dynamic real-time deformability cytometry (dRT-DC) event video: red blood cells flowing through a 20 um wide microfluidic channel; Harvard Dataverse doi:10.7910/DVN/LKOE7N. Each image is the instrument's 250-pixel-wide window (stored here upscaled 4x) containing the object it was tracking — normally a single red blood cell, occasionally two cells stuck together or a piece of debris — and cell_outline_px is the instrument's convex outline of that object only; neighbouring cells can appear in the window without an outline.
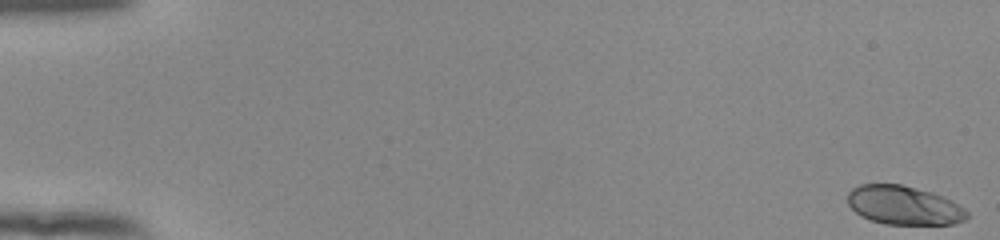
{"species": "human", "species_latin": "Homo sapiens", "temperature_condition": "room temperature", "stored_images_in_passage": 54, "camera_frame_rate_fps": 3000, "um_per_image_px": 0.085, "donor": {"sex": "female"}, "frame": {"image": 1, "passage_image": 1, "time_ms": 0.0, "image_size_px": [1000, 240], "cell_outline_px": [[968, 216], [964, 220], [956, 224], [884, 224], [860, 216], [848, 204], [848, 192], [852, 188], [860, 184], [900, 184], [932, 192], [952, 200], [964, 208], [968, 212]], "centroid_in_image_um": [76.83, 17.45], "position_along_channel_um": 8.2, "area_um2": 27.05}}
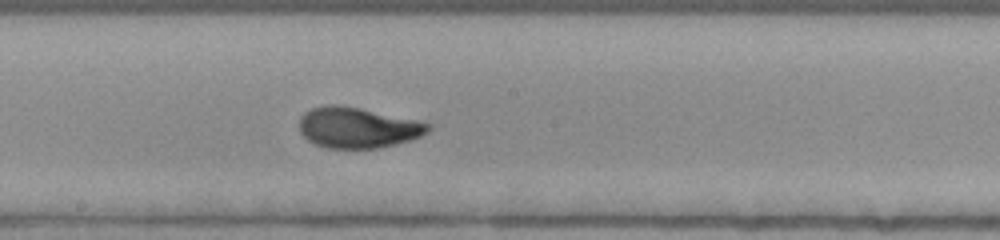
{"frame": {"image": 2, "passage_image": 31, "time_ms": 10.0, "image_size_px": [1000, 240], "cell_outline_px": [[432, 128], [428, 132], [420, 136], [396, 144], [380, 148], [328, 148], [316, 144], [308, 140], [300, 132], [300, 116], [304, 112], [312, 108], [328, 104], [336, 104], [360, 108], [416, 120], [432, 124]], "centroid_in_image_um": [30.4, 10.84], "position_along_channel_um": 217.8, "area_um2": 30.46}}
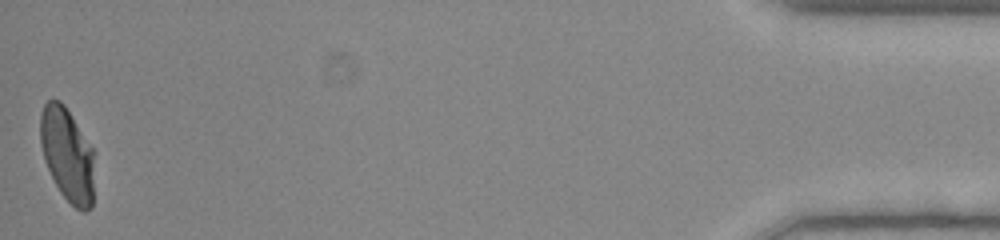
{"frame": {"image": 3, "passage_image": 54, "time_ms": 17.667, "image_size_px": [1000, 240], "cell_outline_px": [[96, 152], [92, 208], [84, 212], [76, 208], [60, 192], [44, 160], [40, 144], [40, 112], [44, 104], [48, 100], [60, 100], [64, 104]], "centroid_in_image_um": [5.76, 13.14], "position_along_channel_um": 429.4, "area_um2": 30.06}, "authors_computed_cell_mechanics": {"area_um2": 29.3913, "velocity_mm_per_s": 3.8907, "shape_relaxation_time_tau1_ms": 3.0365, "shape_relaxation_time_tau2_ms": null, "deformation_change_tau1": 0.1581, "deformation_change_tau2": null}}